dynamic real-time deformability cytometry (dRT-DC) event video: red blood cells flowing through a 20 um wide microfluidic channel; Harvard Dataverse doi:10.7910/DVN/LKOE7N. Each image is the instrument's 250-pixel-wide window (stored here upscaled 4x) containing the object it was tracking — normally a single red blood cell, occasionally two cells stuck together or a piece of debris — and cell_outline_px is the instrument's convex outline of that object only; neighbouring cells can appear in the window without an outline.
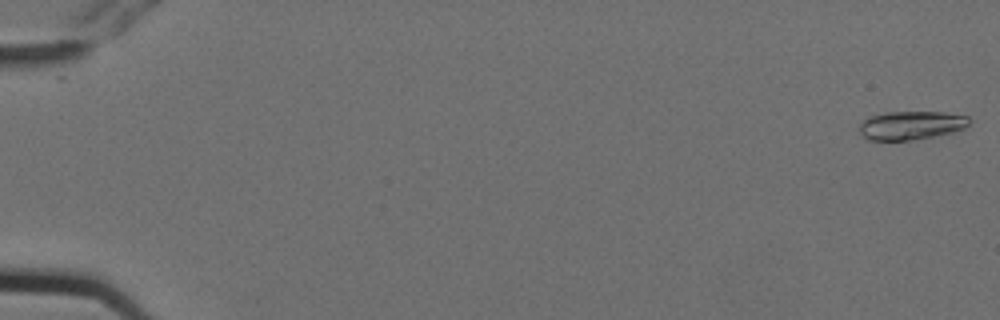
{"species": "Egyptian fruit bat (a non-hibernating species)", "species_latin": "Rousettus aegyptiacus", "temperature_condition": "cold", "stored_images_in_passage": 6, "camera_frame_rate_fps": 3000, "um_per_image_px": 0.085, "animal": {"sex": "female"}, "frame": {"image": 1, "passage_image": 1, "time_ms": 0.0, "image_size_px": [1000, 320], "cell_outline_px": [[972, 120], [964, 128], [956, 132], [912, 140], [868, 140], [860, 132], [860, 124], [864, 120], [872, 116], [884, 112], [944, 112], [968, 116]], "centroid_in_image_um": [77.49, 10.65], "position_along_channel_um": 7.5, "area_um2": 18.32}}
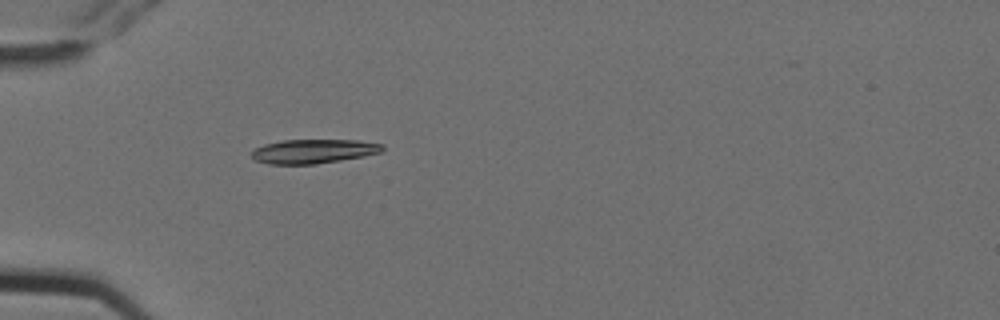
{"frame": {"image": 2, "passage_image": 6, "time_ms": 1.667, "image_size_px": [1000, 320], "cell_outline_px": [[384, 148], [380, 152], [364, 156], [316, 164], [268, 164], [256, 160], [252, 156], [252, 152], [256, 148], [264, 144], [284, 140], [360, 140], [384, 144]], "centroid_in_image_um": [26.67, 12.85], "position_along_channel_um": 58.3, "area_um2": 18.32}}